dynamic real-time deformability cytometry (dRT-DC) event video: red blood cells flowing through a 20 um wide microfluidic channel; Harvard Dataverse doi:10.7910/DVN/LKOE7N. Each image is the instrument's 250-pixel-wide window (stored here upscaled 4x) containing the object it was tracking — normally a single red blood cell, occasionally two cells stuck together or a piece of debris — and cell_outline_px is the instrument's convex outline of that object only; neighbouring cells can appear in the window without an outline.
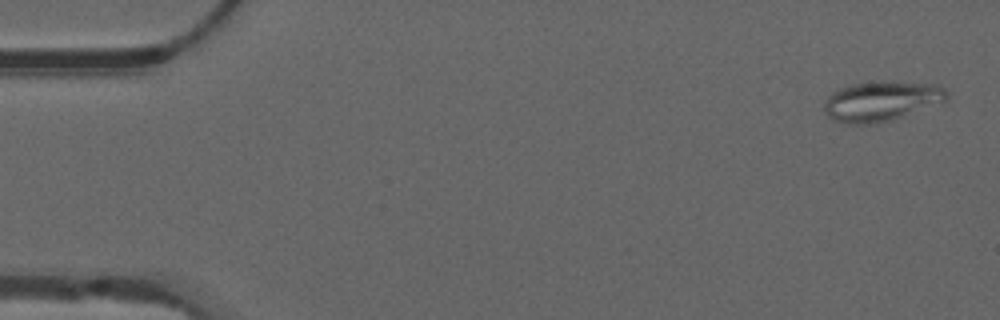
{"species": "common noctule bat (a hibernating species)", "species_latin": "Nyctalus noctula", "temperature_condition": "warm", "stored_images_in_passage": 53, "camera_frame_rate_fps": 3000, "um_per_image_px": 0.085, "animal": {"sex": "male", "forearm_length_mm": 52.5}, "frame": {"image": 1, "passage_image": 2, "time_ms": 0.333, "image_size_px": [1000, 320], "cell_outline_px": [[948, 100], [944, 104], [892, 120], [876, 124], [844, 124], [832, 120], [824, 112], [824, 104], [828, 96], [832, 92], [848, 84], [936, 84], [944, 88], [948, 92]], "centroid_in_image_um": [74.94, 8.67], "position_along_channel_um": 10.1, "area_um2": 28.32}}
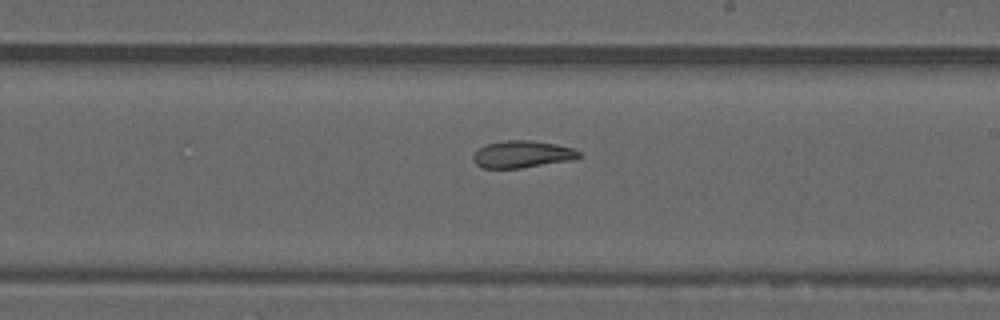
{"frame": {"image": 2, "passage_image": 31, "time_ms": 10.0, "image_size_px": [1000, 320], "cell_outline_px": [[580, 156], [572, 160], [520, 168], [480, 168], [472, 160], [472, 156], [480, 148], [488, 144], [504, 140], [528, 140], [556, 144], [572, 148], [580, 152]], "centroid_in_image_um": [44.36, 13.12], "position_along_channel_um": 244.6, "area_um2": 16.59}}
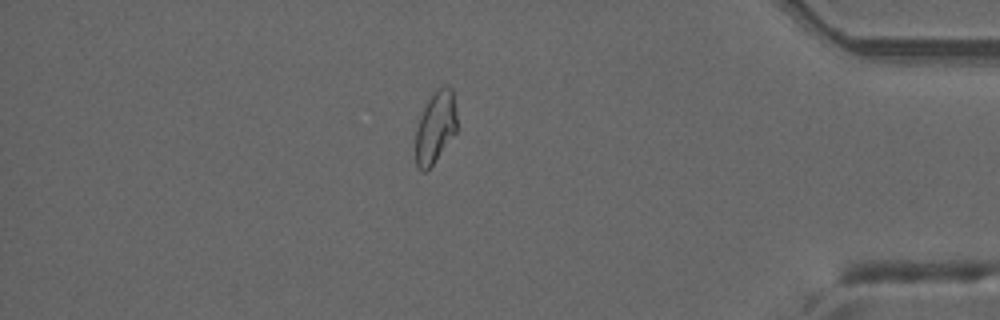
{"frame": {"image": 3, "passage_image": 46, "time_ms": 15.0, "image_size_px": [1000, 320], "cell_outline_px": [[456, 132], [432, 164], [424, 172], [420, 172], [416, 164], [416, 128], [420, 116], [428, 96], [436, 88], [444, 84], [452, 88], [456, 112]], "centroid_in_image_um": [37.0, 10.74], "position_along_channel_um": 398.2, "area_um2": 17.4}, "authors_computed_cell_mechanics": {"area_um2": 18.1492, "velocity_mm_per_s": 3.8058, "shape_relaxation_time_tau1_ms": null, "shape_relaxation_time_tau2_ms": 5.9667, "deformation_change_tau1": null, "deformation_change_tau2": 0.1233}}